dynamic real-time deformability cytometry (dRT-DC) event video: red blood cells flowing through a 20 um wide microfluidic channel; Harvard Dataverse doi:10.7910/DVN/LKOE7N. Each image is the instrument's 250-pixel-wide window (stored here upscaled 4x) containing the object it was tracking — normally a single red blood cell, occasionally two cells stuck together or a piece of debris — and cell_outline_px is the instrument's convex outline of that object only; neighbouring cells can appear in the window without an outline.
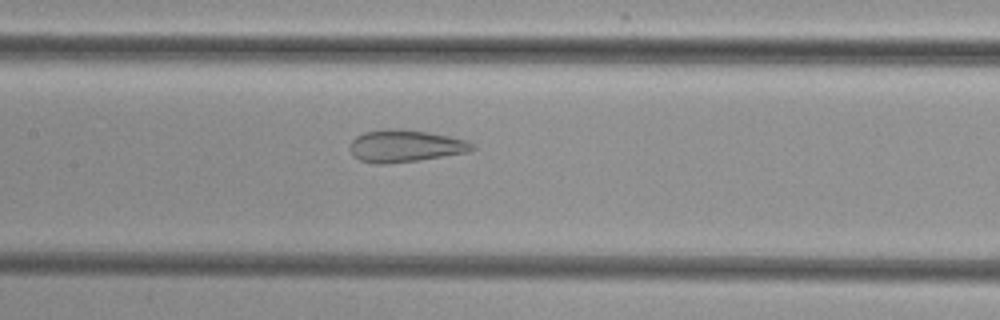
{"species": "common noctule bat (a hibernating species)", "species_latin": "Nyctalus noctula", "temperature_condition": "cold", "stored_images_in_passage": 40, "camera_frame_rate_fps": 3000, "um_per_image_px": 0.085, "animal": {"sex": "female", "body_mass_g": 29.2, "forearm_length_mm": 56.3}, "frame": {"image": 1, "passage_image": 14, "time_ms": 4.333, "image_size_px": [1000, 320], "cell_outline_px": [[476, 148], [472, 152], [416, 160], [384, 164], [376, 164], [360, 160], [348, 148], [352, 140], [356, 136], [364, 132], [384, 128], [396, 128], [428, 132], [468, 140]], "centroid_in_image_um": [34.46, 12.39], "position_along_channel_um": 172.9, "area_um2": 23.0}}
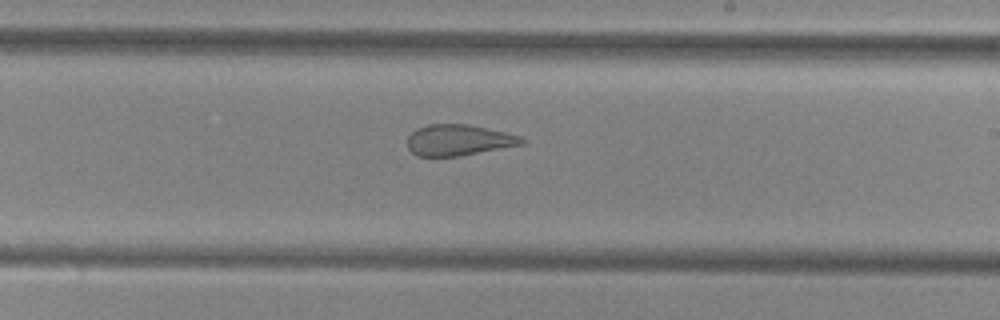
{"frame": {"image": 2, "passage_image": 20, "time_ms": 6.333, "image_size_px": [1000, 320], "cell_outline_px": [[524, 144], [460, 156], [416, 156], [408, 148], [408, 136], [416, 128], [428, 124], [468, 124], [504, 132], [520, 136], [524, 140]], "centroid_in_image_um": [38.95, 11.91], "position_along_channel_um": 250.0, "area_um2": 20.58}}
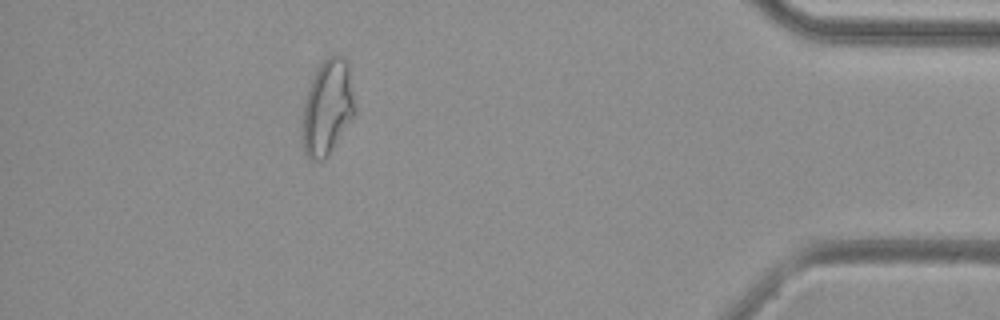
{"frame": {"image": 3, "passage_image": 36, "time_ms": 11.667, "image_size_px": [1000, 320], "cell_outline_px": [[356, 112], [328, 156], [320, 160], [308, 160], [300, 140], [300, 128], [304, 104], [308, 88], [316, 68], [332, 52], [336, 52], [344, 56], [348, 60], [356, 108]], "centroid_in_image_um": [27.82, 9.1], "position_along_channel_um": 407.4, "area_um2": 30.06}}